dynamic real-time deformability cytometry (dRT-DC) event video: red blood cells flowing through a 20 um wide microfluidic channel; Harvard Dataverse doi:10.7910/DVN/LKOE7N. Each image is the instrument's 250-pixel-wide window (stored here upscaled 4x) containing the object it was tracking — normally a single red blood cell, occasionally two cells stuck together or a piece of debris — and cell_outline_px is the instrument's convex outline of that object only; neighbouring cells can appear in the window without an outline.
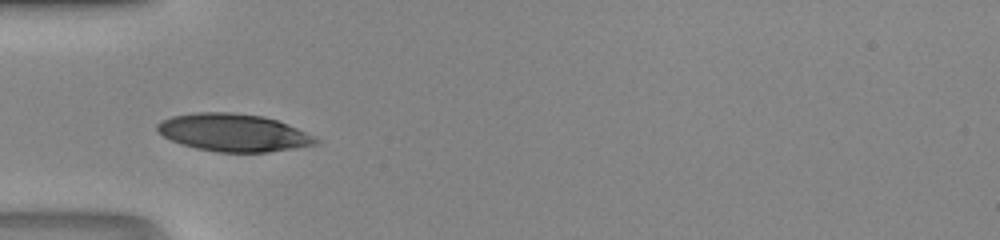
{"species": "human", "species_latin": "Homo sapiens", "temperature_condition": "room temperature", "stored_images_in_passage": 32, "camera_frame_rate_fps": 3000, "um_per_image_px": 0.085, "donor": {"sex": "male"}, "frame": {"image": 1, "passage_image": 1, "time_ms": 0.0, "image_size_px": [1000, 240], "cell_outline_px": [[320, 140], [316, 144], [268, 152], [216, 152], [196, 148], [180, 144], [164, 136], [156, 128], [156, 124], [160, 120], [172, 116], [196, 112], [232, 112], [264, 116], [276, 120], [296, 128]], "centroid_in_image_um": [19.79, 11.26], "position_along_channel_um": 65.2, "area_um2": 34.51}}
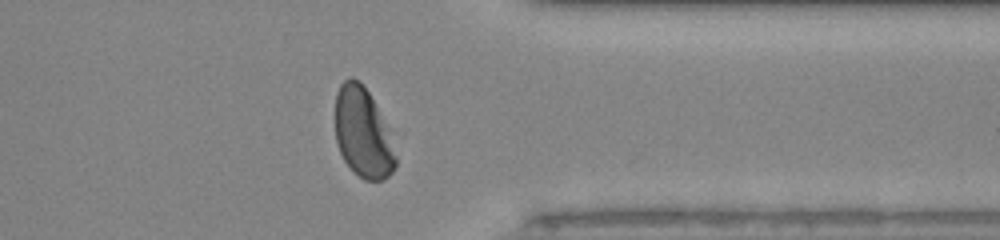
{"frame": {"image": 2, "passage_image": 23, "time_ms": 7.333, "image_size_px": [1000, 240], "cell_outline_px": [[396, 164], [392, 172], [384, 180], [364, 180], [352, 172], [344, 160], [336, 144], [336, 92], [340, 84], [344, 80], [352, 76], [360, 80], [368, 92], [376, 108], [396, 156]], "centroid_in_image_um": [30.78, 11.31], "position_along_channel_um": 380.6, "area_um2": 30.92}}
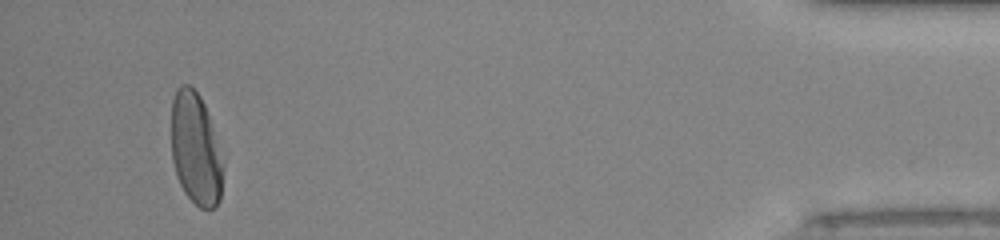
{"frame": {"image": 3, "passage_image": 30, "time_ms": 9.667, "image_size_px": [1000, 240], "cell_outline_px": [[224, 160], [220, 200], [216, 208], [200, 208], [184, 192], [176, 176], [172, 160], [172, 100], [176, 88], [180, 84], [188, 84], [200, 96], [204, 104]], "centroid_in_image_um": [16.64, 12.68], "position_along_channel_um": 418.6, "area_um2": 33.93}}